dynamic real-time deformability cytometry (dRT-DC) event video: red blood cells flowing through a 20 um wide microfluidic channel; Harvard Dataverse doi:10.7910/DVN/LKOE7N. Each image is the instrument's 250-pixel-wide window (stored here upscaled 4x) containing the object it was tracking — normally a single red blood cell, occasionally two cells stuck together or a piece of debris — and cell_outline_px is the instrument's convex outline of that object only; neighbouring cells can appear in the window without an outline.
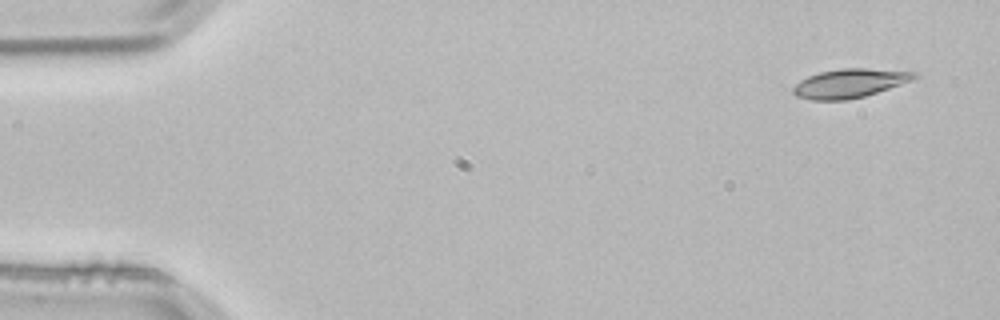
{"species": "common noctule bat (a hibernating species)", "species_latin": "Nyctalus noctula", "temperature_condition": "room temperature", "stored_images_in_passage": 4, "segment_of_instrument_passage": [2, 2], "camera_frame_rate_fps": 3000, "um_per_image_px": 0.085, "animal": {"sex": "male", "body_mass_g": 21.5, "forearm_length_mm": 52.0}, "frame": {"image": 1, "passage_image": 4, "time_ms": 1.0, "image_size_px": [1000, 320], "cell_outline_px": [[916, 76], [900, 84], [864, 96], [848, 100], [812, 100], [796, 96], [792, 92], [792, 88], [800, 80], [808, 76], [820, 72], [840, 68], [864, 68], [916, 72]], "centroid_in_image_um": [72.13, 7.08], "position_along_channel_um": 12.9, "area_um2": 20.06}}